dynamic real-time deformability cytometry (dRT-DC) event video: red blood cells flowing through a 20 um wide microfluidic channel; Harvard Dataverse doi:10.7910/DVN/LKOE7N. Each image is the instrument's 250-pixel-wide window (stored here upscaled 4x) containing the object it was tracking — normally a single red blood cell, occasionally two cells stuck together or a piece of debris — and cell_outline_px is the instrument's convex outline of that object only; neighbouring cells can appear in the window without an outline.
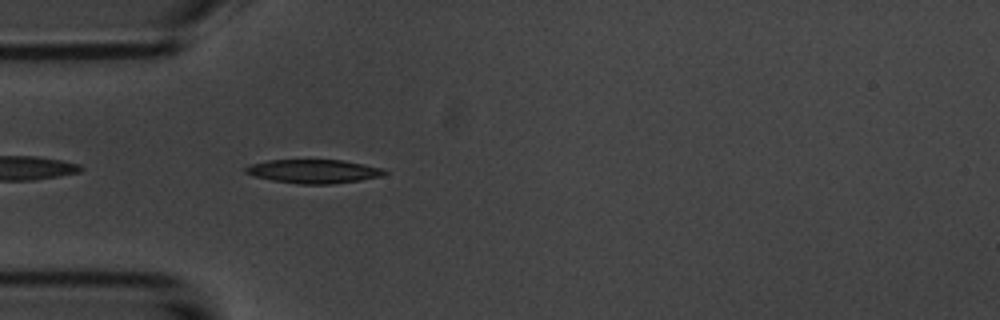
{"species": "common noctule bat (a hibernating species)", "species_latin": "Nyctalus noctula", "temperature_condition": "room temperature", "stored_images_in_passage": 5, "camera_frame_rate_fps": 3000, "um_per_image_px": 0.085, "animal": {"sex": "male", "body_mass_g": 20.1, "forearm_length_mm": 53.5}, "frame": {"image": 1, "passage_image": 5, "time_ms": 4.667, "image_size_px": [1000, 320], "cell_outline_px": [[388, 172], [384, 176], [360, 180], [332, 184], [300, 184], [272, 180], [252, 176], [244, 172], [244, 168], [252, 164], [268, 160], [344, 160], [364, 164], [380, 168]], "centroid_in_image_um": [26.66, 14.56], "position_along_channel_um": 58.3, "area_um2": 19.25}}